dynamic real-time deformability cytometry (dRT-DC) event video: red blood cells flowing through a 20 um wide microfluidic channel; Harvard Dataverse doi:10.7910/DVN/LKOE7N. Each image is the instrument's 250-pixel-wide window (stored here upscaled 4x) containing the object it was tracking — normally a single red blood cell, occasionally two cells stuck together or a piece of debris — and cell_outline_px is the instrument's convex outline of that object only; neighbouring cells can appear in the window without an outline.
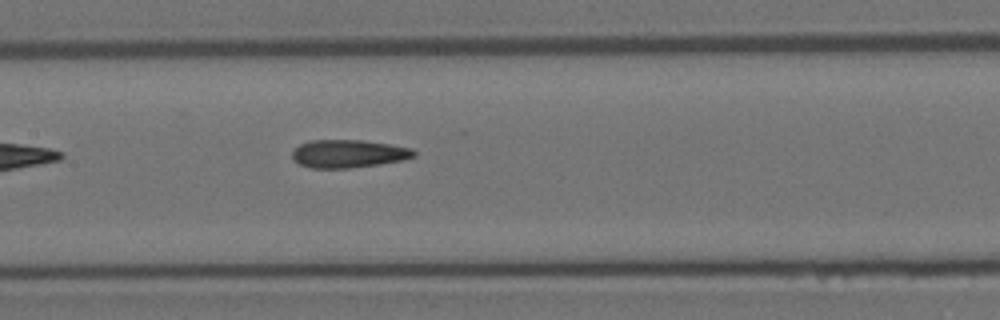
{"species": "Egyptian fruit bat (a non-hibernating species)", "species_latin": "Rousettus aegyptiacus", "temperature_condition": "room temperature", "stored_images_in_passage": 6, "camera_frame_rate_fps": 3000, "um_per_image_px": 0.085, "animal": {"sex": "female"}, "frame": {"image": 1, "passage_image": 6, "time_ms": 1.667, "image_size_px": [1000, 320], "cell_outline_px": [[416, 156], [404, 160], [380, 164], [348, 168], [312, 168], [300, 164], [292, 156], [292, 152], [300, 144], [308, 140], [364, 140], [412, 148], [416, 152]], "centroid_in_image_um": [29.65, 13.06], "position_along_channel_um": 177.8, "area_um2": 19.83}}